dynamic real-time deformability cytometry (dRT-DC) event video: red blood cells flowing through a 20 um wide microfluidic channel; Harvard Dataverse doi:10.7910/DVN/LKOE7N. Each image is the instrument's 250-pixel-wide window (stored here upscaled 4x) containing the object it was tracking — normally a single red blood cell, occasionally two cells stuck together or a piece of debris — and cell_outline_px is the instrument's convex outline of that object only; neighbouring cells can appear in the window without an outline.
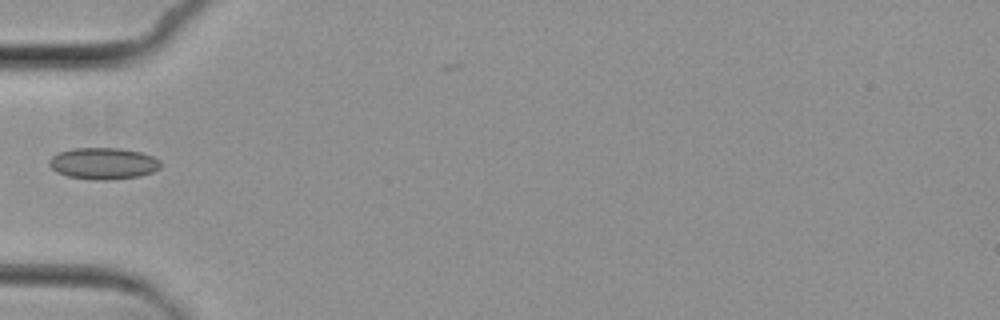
{"species": "common noctule bat (a hibernating species)", "species_latin": "Nyctalus noctula", "temperature_condition": "cold", "stored_images_in_passage": 3, "camera_frame_rate_fps": 3000, "um_per_image_px": 0.085, "animal": {"sex": "female", "body_mass_g": 29.2, "forearm_length_mm": 56.3}, "frame": {"image": 1, "passage_image": 2, "time_ms": 1.0, "image_size_px": [1000, 320], "cell_outline_px": [[160, 168], [152, 172], [140, 176], [108, 180], [92, 180], [68, 176], [56, 172], [48, 164], [48, 160], [52, 156], [60, 152], [72, 148], [120, 148], [140, 152], [152, 156], [160, 160]], "centroid_in_image_um": [8.77, 13.89], "position_along_channel_um": 76.2, "area_um2": 20.58}}